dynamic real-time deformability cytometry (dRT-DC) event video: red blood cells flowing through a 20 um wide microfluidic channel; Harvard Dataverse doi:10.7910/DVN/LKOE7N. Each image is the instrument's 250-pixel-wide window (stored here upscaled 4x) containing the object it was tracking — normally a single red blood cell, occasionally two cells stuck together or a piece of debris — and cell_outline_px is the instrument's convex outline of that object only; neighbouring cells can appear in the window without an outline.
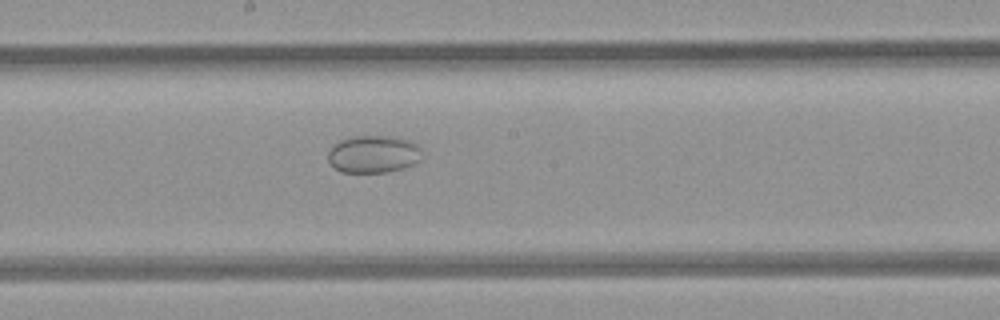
{"species": "common noctule bat (a hibernating species)", "species_latin": "Nyctalus noctula", "temperature_condition": "room temperature", "stored_images_in_passage": 15, "camera_frame_rate_fps": 3000, "um_per_image_px": 0.085, "animal": {"sex": "female", "body_mass_g": 21.9}, "frame": {"image": 1, "passage_image": 12, "time_ms": 3.667, "image_size_px": [1000, 320], "cell_outline_px": [[420, 160], [404, 168], [388, 172], [340, 172], [328, 160], [328, 152], [340, 140], [352, 136], [388, 136], [408, 140], [416, 144], [420, 148]], "centroid_in_image_um": [31.73, 13.11], "position_along_channel_um": 216.5, "area_um2": 20.29}}